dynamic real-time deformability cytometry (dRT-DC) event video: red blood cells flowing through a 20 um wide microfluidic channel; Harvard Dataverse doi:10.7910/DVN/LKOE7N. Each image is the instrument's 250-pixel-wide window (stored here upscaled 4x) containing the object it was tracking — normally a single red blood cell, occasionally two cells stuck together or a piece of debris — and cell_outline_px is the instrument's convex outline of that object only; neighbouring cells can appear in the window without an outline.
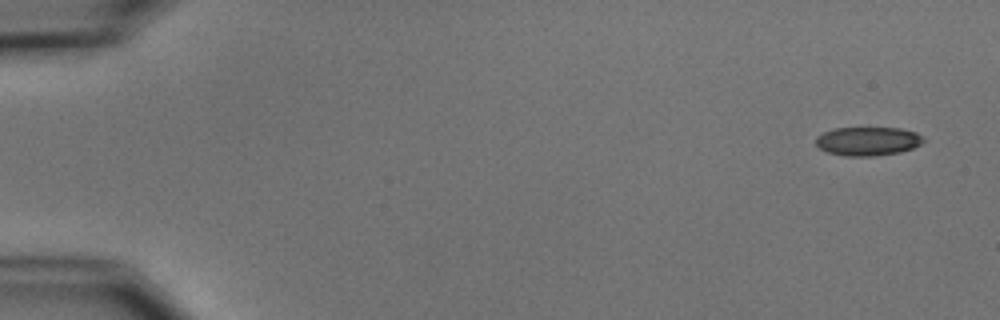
{"species": "common noctule bat (a hibernating species)", "species_latin": "Nyctalus noctula", "temperature_condition": "cold", "stored_images_in_passage": 5, "camera_frame_rate_fps": 3000, "um_per_image_px": 0.085, "animal": {"sex": "male", "body_mass_g": 15.6}, "frame": {"image": 1, "passage_image": 1, "time_ms": 0.0, "image_size_px": [1000, 320], "cell_outline_px": [[928, 140], [912, 148], [900, 152], [876, 156], [844, 156], [828, 152], [820, 148], [816, 144], [816, 136], [832, 128], [900, 128], [916, 132], [924, 136]], "centroid_in_image_um": [73.8, 12.0], "position_along_channel_um": 11.2, "area_um2": 18.21}}
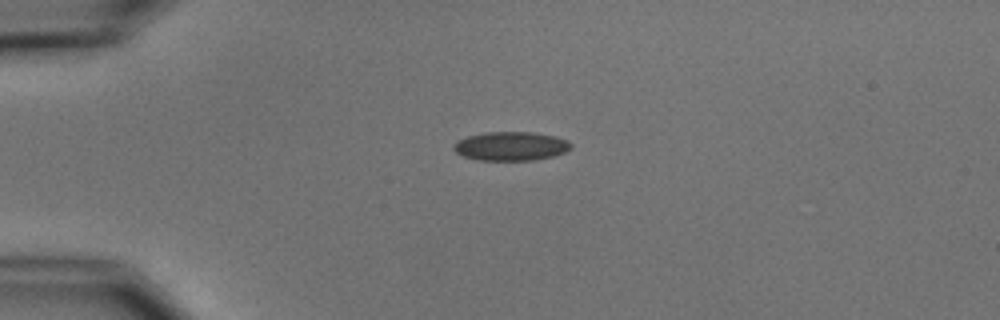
{"frame": {"image": 2, "passage_image": 4, "time_ms": 3.667, "image_size_px": [1000, 320], "cell_outline_px": [[572, 148], [556, 156], [536, 160], [476, 160], [464, 156], [456, 152], [452, 148], [452, 144], [456, 140], [468, 136], [484, 132], [532, 132], [556, 136], [568, 140], [572, 144]], "centroid_in_image_um": [43.43, 12.42], "position_along_channel_um": 41.6, "area_um2": 20.06}}